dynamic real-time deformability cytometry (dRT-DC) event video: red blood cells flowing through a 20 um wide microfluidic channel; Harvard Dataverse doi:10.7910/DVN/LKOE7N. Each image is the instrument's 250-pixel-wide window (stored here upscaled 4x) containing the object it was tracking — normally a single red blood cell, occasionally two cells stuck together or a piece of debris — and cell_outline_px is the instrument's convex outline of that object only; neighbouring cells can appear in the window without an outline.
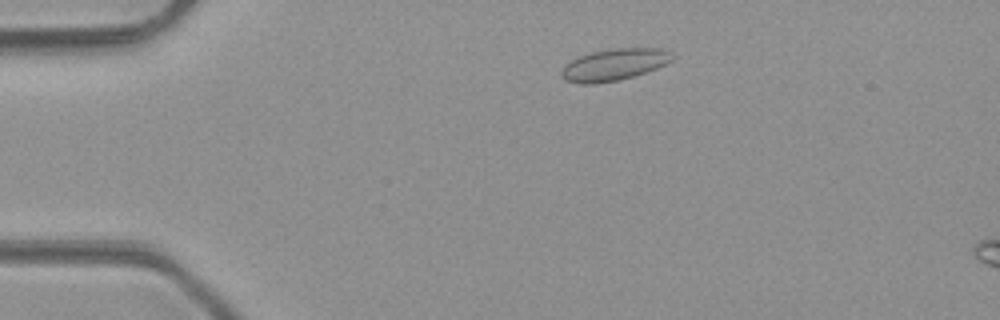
{"species": "common noctule bat (a hibernating species)", "species_latin": "Nyctalus noctula", "temperature_condition": "room temperature", "stored_images_in_passage": 42, "camera_frame_rate_fps": 3000, "um_per_image_px": 0.085, "animal": {"sex": "male", "body_mass_g": 23.1, "forearm_length_mm": 52.7}, "frame": {"image": 1, "passage_image": 3, "time_ms": 0.667, "image_size_px": [1000, 320], "cell_outline_px": [[676, 56], [672, 60], [656, 68], [620, 80], [592, 84], [580, 84], [564, 80], [560, 76], [560, 72], [572, 60], [580, 56], [592, 52], [612, 48], [664, 48]], "centroid_in_image_um": [52.21, 5.49], "position_along_channel_um": 32.8, "area_um2": 20.4}}
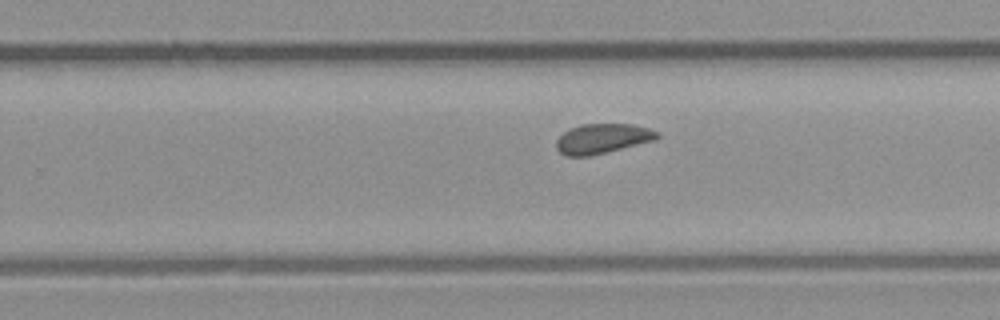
{"frame": {"image": 2, "passage_image": 24, "time_ms": 7.667, "image_size_px": [1000, 320], "cell_outline_px": [[660, 136], [656, 140], [588, 156], [568, 156], [560, 152], [556, 148], [556, 140], [568, 128], [580, 124], [632, 124], [648, 128], [660, 132]], "centroid_in_image_um": [51.21, 11.76], "position_along_channel_um": 278.6, "area_um2": 17.51}}
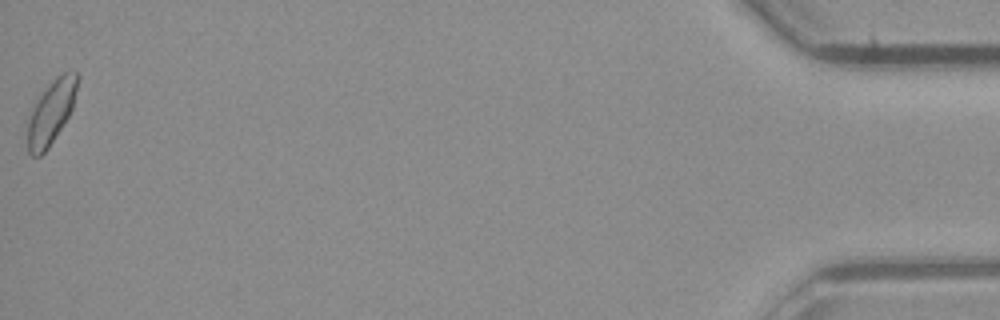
{"frame": {"image": 3, "passage_image": 42, "time_ms": 13.667, "image_size_px": [1000, 320], "cell_outline_px": [[80, 76], [72, 108], [68, 116], [48, 148], [40, 156], [32, 156], [28, 152], [28, 120], [32, 108], [40, 92], [60, 72], [76, 72]], "centroid_in_image_um": [4.35, 9.48], "position_along_channel_um": 430.9, "area_um2": 18.5}, "authors_computed_cell_mechanics": {"area_um2": 17.8313, "velocity_mm_per_s": 4.2447, "shape_relaxation_time_tau1_ms": 4.4289, "shape_relaxation_time_tau2_ms": 1.1603, "deformation_change_tau1": 0.0593, "deformation_change_tau2": 0.0499}}